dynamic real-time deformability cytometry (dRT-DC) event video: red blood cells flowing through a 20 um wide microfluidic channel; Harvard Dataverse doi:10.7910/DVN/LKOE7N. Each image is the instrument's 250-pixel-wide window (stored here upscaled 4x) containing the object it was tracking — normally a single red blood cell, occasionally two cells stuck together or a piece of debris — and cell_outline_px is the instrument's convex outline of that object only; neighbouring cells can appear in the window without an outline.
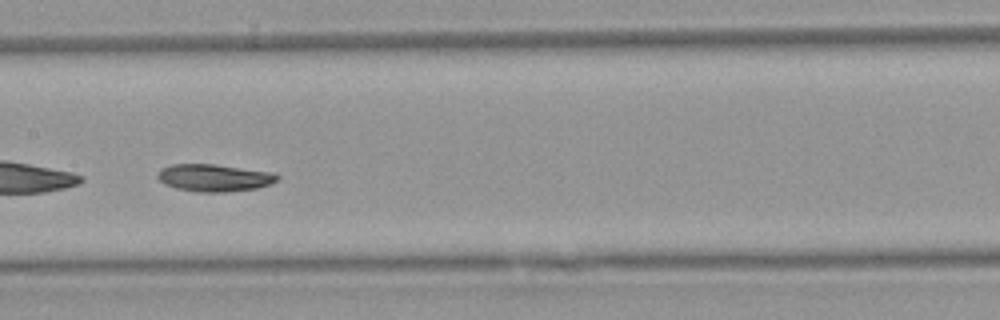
{"species": "Egyptian fruit bat (a non-hibernating species)", "species_latin": "Rousettus aegyptiacus", "temperature_condition": "warm", "stored_images_in_passage": 35, "camera_frame_rate_fps": 3000, "um_per_image_px": 0.085, "animal": {"sex": "female"}, "frame": {"image": 1, "passage_image": 11, "time_ms": 3.333, "image_size_px": [1000, 320], "cell_outline_px": [[280, 180], [272, 184], [256, 188], [228, 192], [196, 192], [176, 188], [164, 184], [156, 176], [160, 168], [172, 164], [216, 164], [276, 172], [280, 176]], "centroid_in_image_um": [18.26, 15.1], "position_along_channel_um": 189.1, "area_um2": 19.48}, "authors_computed_cell_mechanics": {"area_um2": 18.9006, "velocity_mm_per_s": 3.8427, "shape_relaxation_time_tau1_ms": 3.2753, "shape_relaxation_time_tau2_ms": null, "deformation_change_tau1": 0.122, "deformation_change_tau2": null}}